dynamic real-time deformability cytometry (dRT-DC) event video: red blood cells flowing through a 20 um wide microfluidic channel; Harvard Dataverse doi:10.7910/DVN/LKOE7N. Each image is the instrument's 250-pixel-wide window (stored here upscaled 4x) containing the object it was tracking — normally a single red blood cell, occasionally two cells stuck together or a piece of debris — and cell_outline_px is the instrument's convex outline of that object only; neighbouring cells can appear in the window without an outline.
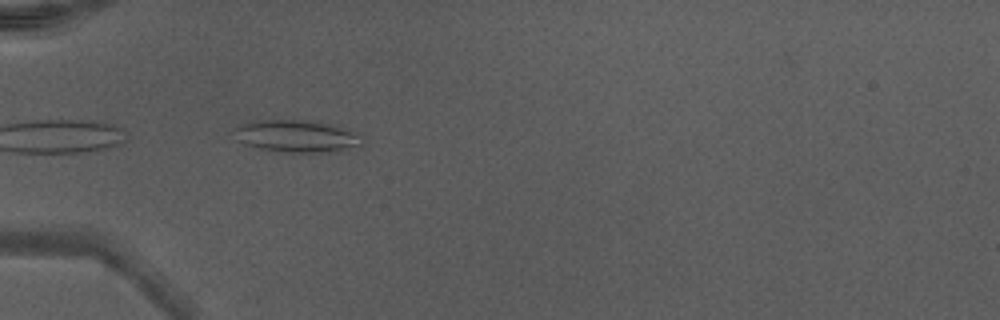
{"species": "Egyptian fruit bat (a non-hibernating species)", "species_latin": "Rousettus aegyptiacus", "temperature_condition": "warm", "stored_images_in_passage": 5, "camera_frame_rate_fps": 3000, "um_per_image_px": 0.085, "animal": {"sex": "male"}, "frame": {"image": 1, "passage_image": 1, "time_ms": 0.0, "image_size_px": [1000, 320], "cell_outline_px": [[364, 144], [336, 152], [284, 152], [260, 148], [244, 144], [228, 132], [252, 120], [300, 120], [324, 124], [344, 128], [360, 132], [364, 136]], "centroid_in_image_um": [25.24, 11.58], "position_along_channel_um": 59.8, "area_um2": 24.16}}